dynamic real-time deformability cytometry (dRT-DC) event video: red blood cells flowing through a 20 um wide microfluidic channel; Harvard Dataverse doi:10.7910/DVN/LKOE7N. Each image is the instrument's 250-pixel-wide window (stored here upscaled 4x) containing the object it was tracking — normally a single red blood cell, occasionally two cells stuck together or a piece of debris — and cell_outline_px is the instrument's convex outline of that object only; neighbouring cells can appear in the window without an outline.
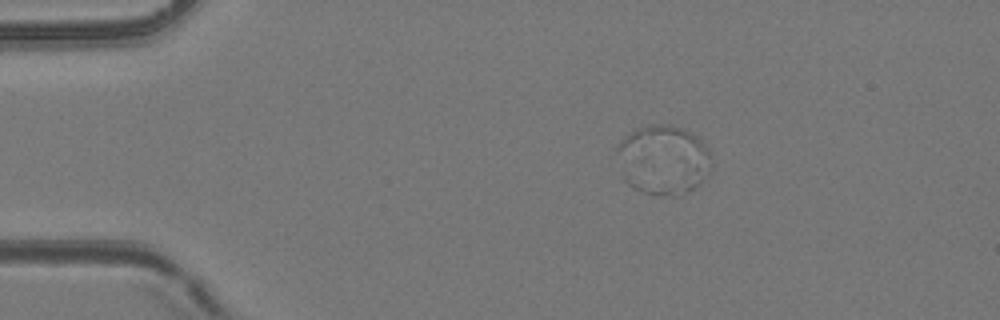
{"species": "common noctule bat (a hibernating species)", "species_latin": "Nyctalus noctula", "temperature_condition": "room temperature", "stored_images_in_passage": 25, "segment_of_instrument_passage": [1, 2], "camera_frame_rate_fps": 3000, "um_per_image_px": 0.085, "animal": {"sex": "female", "body_mass_g": 24.6, "forearm_length_mm": 56.2}, "frame": {"image": 1, "passage_image": 11, "time_ms": 3.333, "image_size_px": [1000, 320], "cell_outline_px": [[708, 172], [692, 188], [676, 196], [644, 192], [632, 188], [624, 180], [628, 176], [696, 168]], "centroid_in_image_um": [56.67, 15.43], "position_along_channel_um": 28.3, "area_um2": 10.58}}